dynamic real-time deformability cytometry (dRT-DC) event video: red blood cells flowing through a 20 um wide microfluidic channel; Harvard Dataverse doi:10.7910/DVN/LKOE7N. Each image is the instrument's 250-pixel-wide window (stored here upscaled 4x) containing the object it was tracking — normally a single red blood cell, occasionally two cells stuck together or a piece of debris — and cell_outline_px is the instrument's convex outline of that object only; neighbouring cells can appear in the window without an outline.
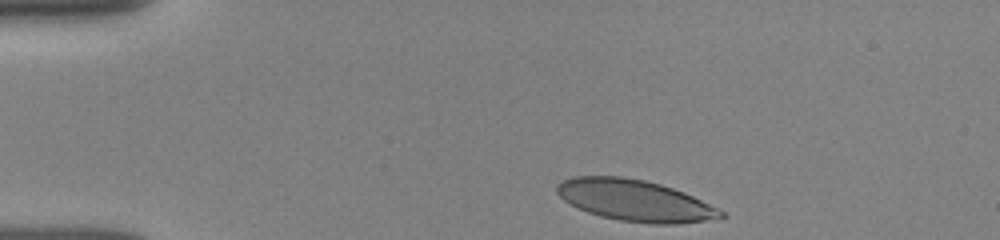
{"species": "human", "species_latin": "Homo sapiens", "temperature_condition": "room temperature", "stored_images_in_passage": 34, "camera_frame_rate_fps": 3000, "um_per_image_px": 0.085, "donor": {"sex": "female"}, "frame": {"image": 1, "passage_image": 1, "time_ms": 0.0, "image_size_px": [1000, 240], "cell_outline_px": [[728, 216], [704, 220], [676, 224], [652, 224], [620, 220], [600, 216], [588, 212], [564, 200], [556, 192], [556, 184], [572, 176], [620, 176], [644, 180], [660, 184], [684, 192], [724, 212]], "centroid_in_image_um": [53.94, 17.03], "position_along_channel_um": 31.1, "area_um2": 39.07}}
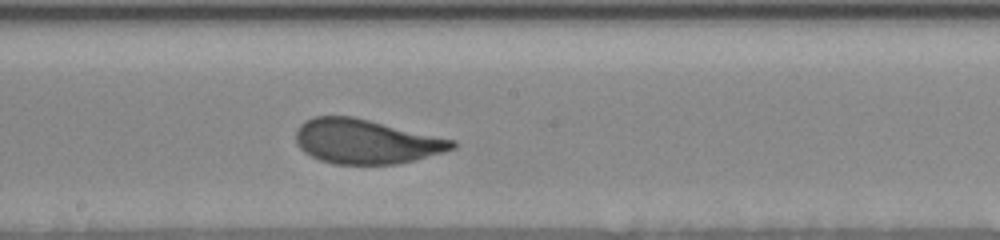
{"frame": {"image": 2, "passage_image": 20, "time_ms": 6.333, "image_size_px": [1000, 240], "cell_outline_px": [[456, 148], [444, 152], [396, 164], [336, 164], [320, 160], [304, 152], [296, 144], [296, 128], [304, 120], [312, 116], [352, 116], [456, 140]], "centroid_in_image_um": [31.08, 12.02], "position_along_channel_um": 217.1, "area_um2": 40.52}}
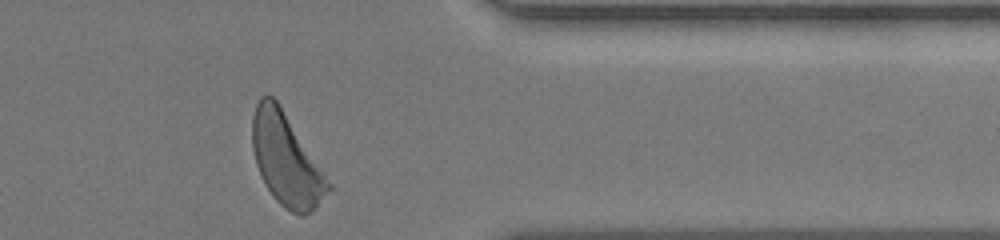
{"frame": {"image": 3, "passage_image": 34, "time_ms": 11.0, "image_size_px": [1000, 240], "cell_outline_px": [[332, 188], [316, 208], [312, 212], [304, 216], [300, 216], [284, 208], [276, 200], [264, 184], [260, 176], [256, 164], [252, 148], [252, 116], [256, 104], [260, 96], [272, 96], [280, 104], [332, 184]], "centroid_in_image_um": [24.33, 13.6], "position_along_channel_um": 387.1, "area_um2": 40.86}, "authors_computed_cell_mechanics": {"area_um2": 41.0958, "velocity_mm_per_s": 3.8726, "shape_relaxation_time_tau1_ms": 2.856, "shape_relaxation_time_tau2_ms": null, "deformation_change_tau1": 0.143, "deformation_change_tau2": null}}